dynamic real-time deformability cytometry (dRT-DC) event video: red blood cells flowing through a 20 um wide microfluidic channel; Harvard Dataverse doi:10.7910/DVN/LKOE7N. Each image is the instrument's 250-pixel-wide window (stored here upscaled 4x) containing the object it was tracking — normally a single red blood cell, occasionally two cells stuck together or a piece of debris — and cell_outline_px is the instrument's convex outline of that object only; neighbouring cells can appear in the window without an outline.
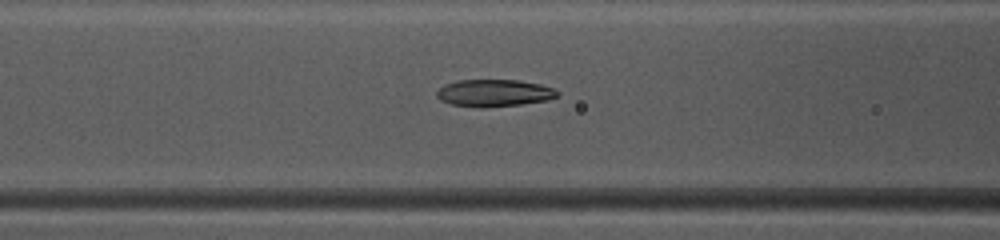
{"species": "common noctule bat (a hibernating species)", "species_latin": "Nyctalus noctula", "temperature_condition": "warm", "stored_images_in_passage": 49, "camera_frame_rate_fps": 3000, "um_per_image_px": 0.085, "animal": {"sex": "female", "body_mass_g": 10.0, "forearm_length_mm": 53.1}, "frame": {"image": 1, "passage_image": 21, "time_ms": 6.667, "image_size_px": [1000, 240], "cell_outline_px": [[560, 96], [548, 100], [520, 104], [480, 108], [452, 104], [440, 100], [436, 96], [436, 92], [444, 84], [456, 80], [520, 80], [540, 84], [552, 88], [560, 92]], "centroid_in_image_um": [42.01, 7.9], "position_along_channel_um": 124.6, "area_um2": 19.19}}
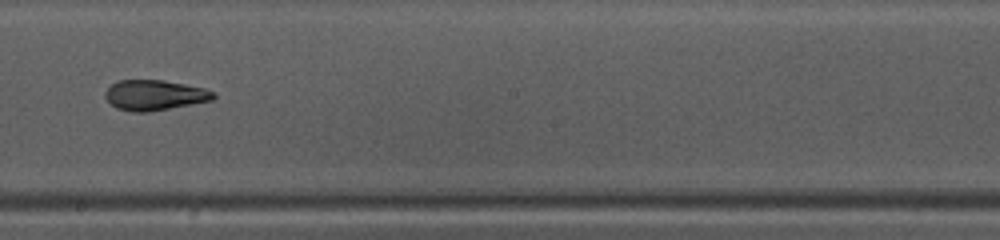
{"frame": {"image": 2, "passage_image": 29, "time_ms": 9.333, "image_size_px": [1000, 240], "cell_outline_px": [[216, 96], [212, 100], [192, 104], [148, 112], [132, 112], [116, 108], [104, 96], [104, 92], [116, 80], [164, 80], [204, 88], [216, 92]], "centroid_in_image_um": [13.14, 8.08], "position_along_channel_um": 235.1, "area_um2": 19.13}}
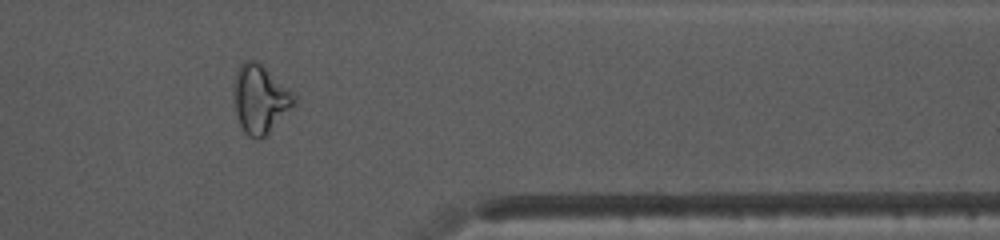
{"frame": {"image": 3, "passage_image": 41, "time_ms": 13.333, "image_size_px": [1000, 240], "cell_outline_px": [[296, 100], [268, 132], [260, 140], [256, 140], [248, 136], [244, 132], [240, 124], [236, 112], [232, 88], [236, 72], [240, 64], [244, 60], [256, 60], [288, 88], [296, 96]], "centroid_in_image_um": [22.05, 8.4], "position_along_channel_um": 389.4, "area_um2": 23.52}, "authors_computed_cell_mechanics": {"area_um2": 19.8254, "velocity_mm_per_s": 4.1408, "shape_relaxation_time_tau1_ms": 7.1005, "shape_relaxation_time_tau2_ms": 1.708, "deformation_change_tau1": 0.2046, "deformation_change_tau2": 0.0982}}